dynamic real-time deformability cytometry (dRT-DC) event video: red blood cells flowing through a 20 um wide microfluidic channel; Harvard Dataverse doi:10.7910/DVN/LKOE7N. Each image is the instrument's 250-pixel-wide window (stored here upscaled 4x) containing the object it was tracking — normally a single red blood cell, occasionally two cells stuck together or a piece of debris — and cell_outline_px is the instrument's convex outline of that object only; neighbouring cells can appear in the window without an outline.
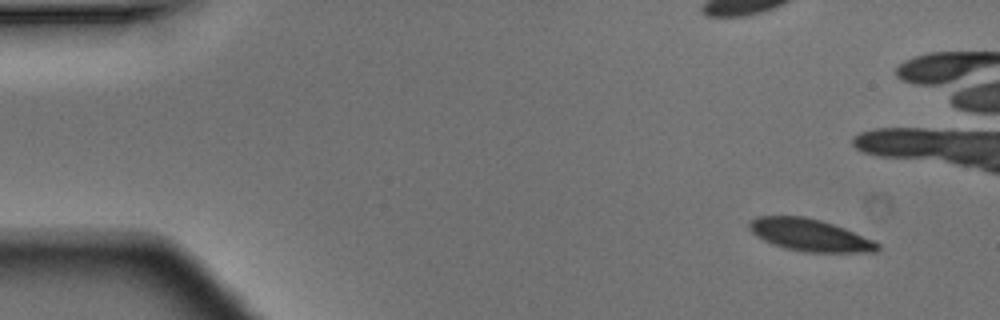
{"species": "Egyptian fruit bat (a non-hibernating species)", "species_latin": "Rousettus aegyptiacus", "temperature_condition": "warm", "stored_images_in_passage": 9, "camera_frame_rate_fps": 3000, "um_per_image_px": 0.085, "animal": {"sex": "male"}, "frame": {"image": 1, "passage_image": 2, "time_ms": 0.333, "image_size_px": [1000, 320], "cell_outline_px": [[880, 248], [876, 252], [804, 252], [784, 248], [772, 244], [756, 236], [748, 228], [748, 224], [756, 216], [804, 216], [820, 220], [844, 228], [872, 240], [880, 244]], "centroid_in_image_um": [68.81, 19.98], "position_along_channel_um": 16.2, "area_um2": 23.93}}